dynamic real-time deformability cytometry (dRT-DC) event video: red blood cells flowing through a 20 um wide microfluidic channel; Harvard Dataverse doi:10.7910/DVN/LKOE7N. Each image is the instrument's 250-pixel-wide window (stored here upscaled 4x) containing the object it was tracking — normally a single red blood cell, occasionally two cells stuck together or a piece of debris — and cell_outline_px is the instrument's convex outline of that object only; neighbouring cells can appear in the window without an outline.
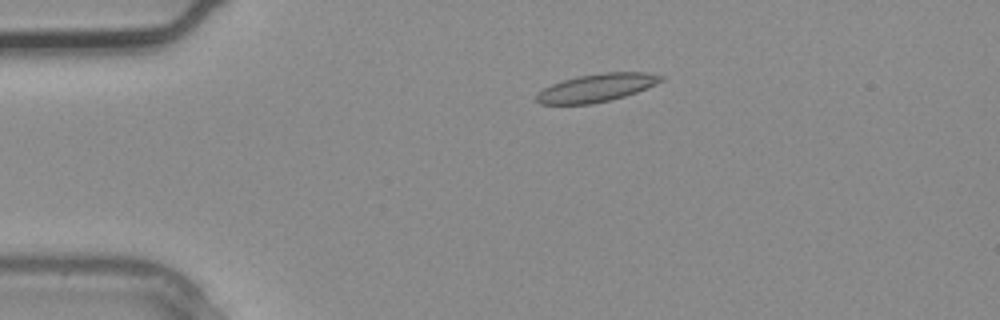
{"species": "common noctule bat (a hibernating species)", "species_latin": "Nyctalus noctula", "temperature_condition": "warm", "stored_images_in_passage": 3, "camera_frame_rate_fps": 3000, "um_per_image_px": 0.085, "animal": {"sex": "male", "body_mass_g": 20.4}, "frame": {"image": 1, "passage_image": 2, "time_ms": 0.333, "image_size_px": [1000, 320], "cell_outline_px": [[664, 80], [636, 92], [624, 96], [592, 104], [540, 104], [536, 100], [536, 92], [552, 84], [576, 76], [600, 72], [644, 72], [664, 76]], "centroid_in_image_um": [50.68, 7.45], "position_along_channel_um": 34.3, "area_um2": 20.23}}